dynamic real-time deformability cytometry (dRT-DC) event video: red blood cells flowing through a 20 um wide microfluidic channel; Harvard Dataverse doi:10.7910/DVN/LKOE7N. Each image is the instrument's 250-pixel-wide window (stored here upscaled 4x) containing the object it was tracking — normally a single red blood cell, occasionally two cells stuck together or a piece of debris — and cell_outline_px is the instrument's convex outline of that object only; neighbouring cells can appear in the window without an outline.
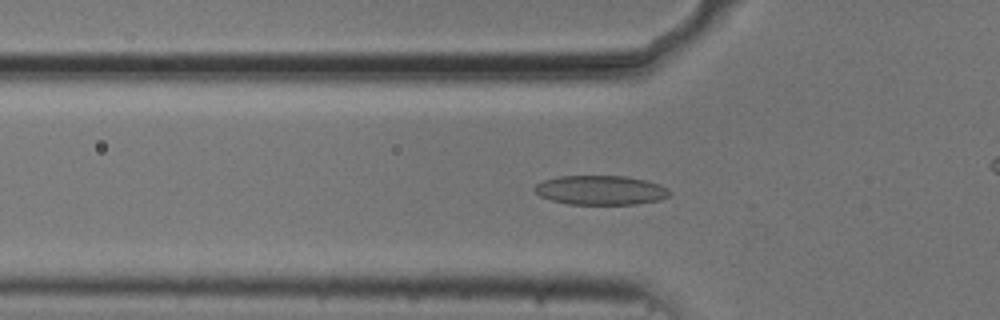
{"species": "common noctule bat (a hibernating species)", "species_latin": "Nyctalus noctula", "temperature_condition": "cold", "stored_images_in_passage": 45, "camera_frame_rate_fps": 3000, "um_per_image_px": 0.085, "animal": {"sex": "male", "body_mass_g": 20.5, "forearm_length_mm": 52.5}, "frame": {"image": 1, "passage_image": 18, "time_ms": 5.667, "image_size_px": [1000, 320], "cell_outline_px": [[672, 192], [668, 196], [660, 200], [636, 204], [568, 204], [552, 200], [540, 196], [532, 188], [536, 184], [544, 180], [560, 176], [628, 176], [660, 184], [668, 188]], "centroid_in_image_um": [51.07, 16.16], "position_along_channel_um": 74.7, "area_um2": 23.12}}
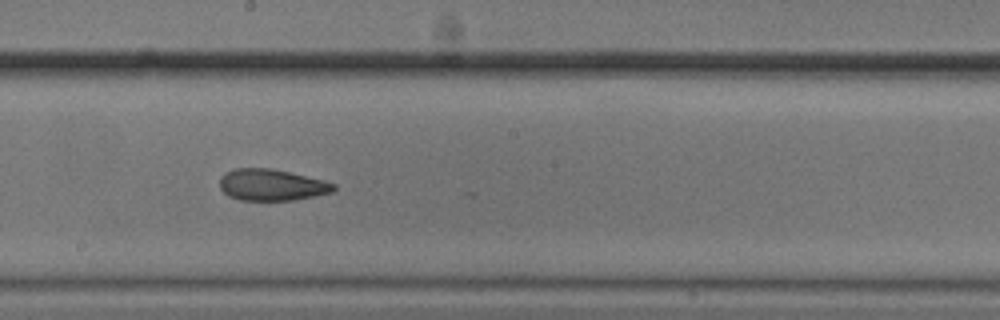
{"frame": {"image": 2, "passage_image": 30, "time_ms": 9.667, "image_size_px": [1000, 320], "cell_outline_px": [[336, 188], [332, 192], [292, 200], [240, 200], [228, 196], [220, 188], [220, 176], [224, 172], [236, 168], [272, 168], [324, 180], [336, 184]], "centroid_in_image_um": [23.06, 15.71], "position_along_channel_um": 225.1, "area_um2": 20.92}}
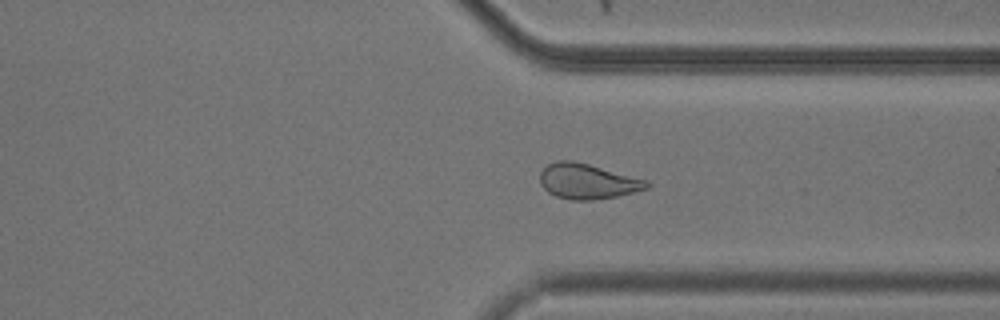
{"frame": {"image": 3, "passage_image": 41, "time_ms": 13.333, "image_size_px": [1000, 320], "cell_outline_px": [[652, 184], [648, 188], [616, 196], [596, 200], [572, 200], [556, 196], [548, 192], [540, 184], [540, 172], [548, 164], [556, 160], [572, 160], [588, 164], [648, 180]], "centroid_in_image_um": [49.93, 15.41], "position_along_channel_um": 361.5, "area_um2": 21.91}}